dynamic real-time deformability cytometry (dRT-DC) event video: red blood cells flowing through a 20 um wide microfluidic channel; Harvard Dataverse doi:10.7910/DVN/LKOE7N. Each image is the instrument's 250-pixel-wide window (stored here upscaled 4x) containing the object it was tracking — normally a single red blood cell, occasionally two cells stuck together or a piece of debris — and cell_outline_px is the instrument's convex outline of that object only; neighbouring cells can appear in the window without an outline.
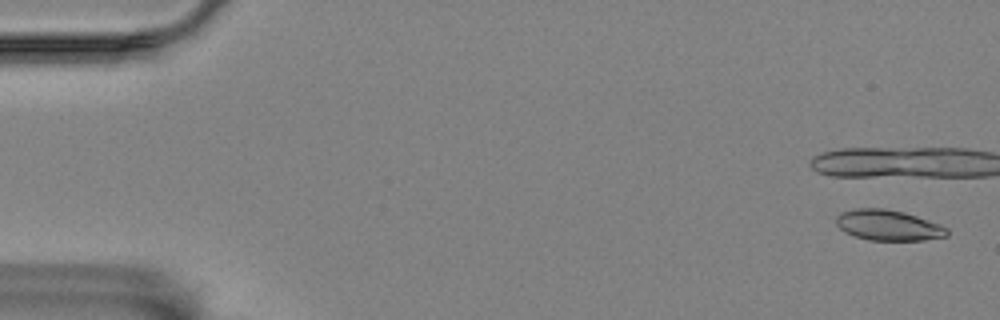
{"species": "Egyptian fruit bat (a non-hibernating species)", "species_latin": "Rousettus aegyptiacus", "temperature_condition": "room temperature", "stored_images_in_passage": 9, "camera_frame_rate_fps": 3000, "um_per_image_px": 0.085, "animal": {"sex": "female"}, "frame": {"image": 1, "passage_image": 2, "time_ms": 0.333, "image_size_px": [1000, 320], "cell_outline_px": [[948, 236], [924, 240], [868, 240], [844, 232], [836, 224], [836, 216], [840, 212], [856, 208], [884, 208], [904, 212], [940, 224], [948, 228]], "centroid_in_image_um": [75.5, 19.14], "position_along_channel_um": 9.5, "area_um2": 19.83}}